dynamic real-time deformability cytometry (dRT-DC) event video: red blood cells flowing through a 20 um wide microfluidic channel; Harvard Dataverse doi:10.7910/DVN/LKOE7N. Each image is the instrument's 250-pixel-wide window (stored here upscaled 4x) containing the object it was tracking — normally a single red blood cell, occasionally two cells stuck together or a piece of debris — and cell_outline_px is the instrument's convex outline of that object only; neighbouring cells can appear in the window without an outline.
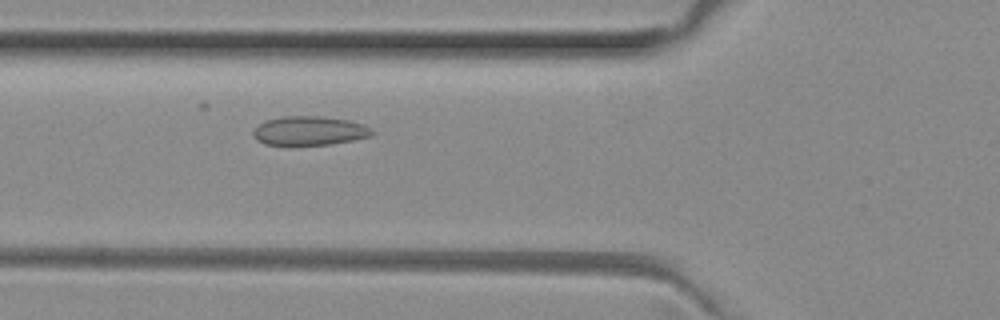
{"species": "common noctule bat (a hibernating species)", "species_latin": "Nyctalus noctula", "temperature_condition": "room temperature", "stored_images_in_passage": 50, "camera_frame_rate_fps": 3000, "um_per_image_px": 0.085, "animal": {"sex": "female", "body_mass_g": 29.2, "forearm_length_mm": 56.3}, "frame": {"image": 1, "passage_image": 17, "time_ms": 5.333, "image_size_px": [1000, 320], "cell_outline_px": [[376, 132], [372, 136], [352, 140], [328, 144], [288, 148], [264, 144], [256, 140], [252, 136], [252, 132], [260, 124], [268, 120], [284, 116], [320, 116], [348, 120], [364, 124], [372, 128]], "centroid_in_image_um": [26.28, 11.16], "position_along_channel_um": 99.5, "area_um2": 20.87}}
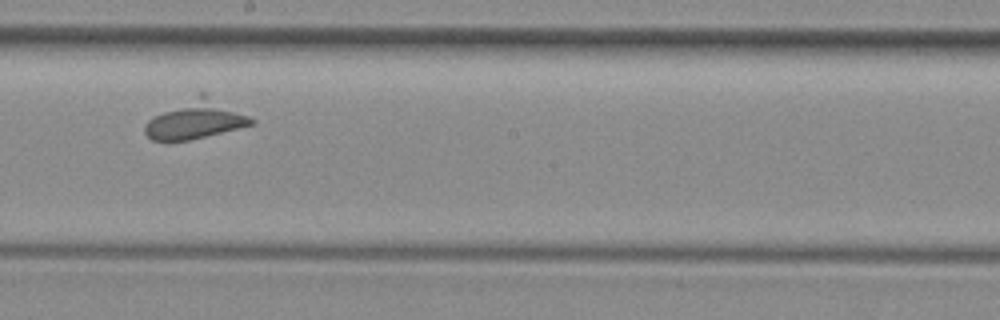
{"frame": {"image": 2, "passage_image": 27, "time_ms": 8.667, "image_size_px": [1000, 320], "cell_outline_px": [[256, 124], [188, 140], [152, 140], [144, 132], [144, 124], [148, 120], [200, 92], [204, 92], [256, 120]], "centroid_in_image_um": [16.66, 10.17], "position_along_channel_um": 231.5, "area_um2": 23.29}}
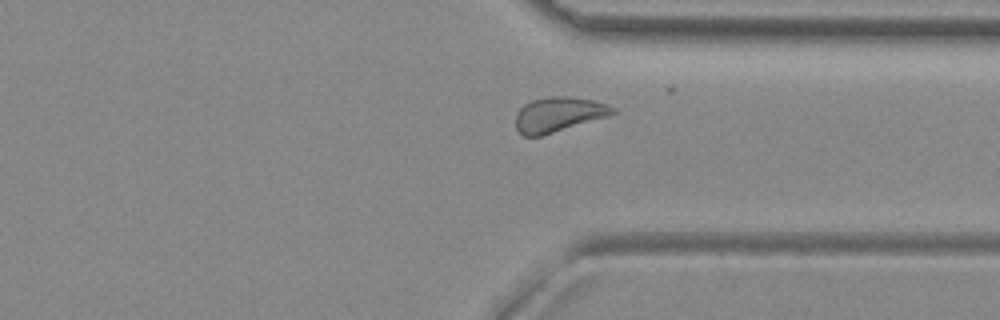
{"frame": {"image": 3, "passage_image": 37, "time_ms": 12.0, "image_size_px": [1000, 320], "cell_outline_px": [[616, 112], [608, 116], [540, 136], [524, 136], [516, 128], [516, 116], [520, 108], [524, 104], [532, 100], [548, 96], [564, 96], [592, 100], [616, 108]], "centroid_in_image_um": [47.45, 9.72], "position_along_channel_um": 363.9, "area_um2": 19.36}}